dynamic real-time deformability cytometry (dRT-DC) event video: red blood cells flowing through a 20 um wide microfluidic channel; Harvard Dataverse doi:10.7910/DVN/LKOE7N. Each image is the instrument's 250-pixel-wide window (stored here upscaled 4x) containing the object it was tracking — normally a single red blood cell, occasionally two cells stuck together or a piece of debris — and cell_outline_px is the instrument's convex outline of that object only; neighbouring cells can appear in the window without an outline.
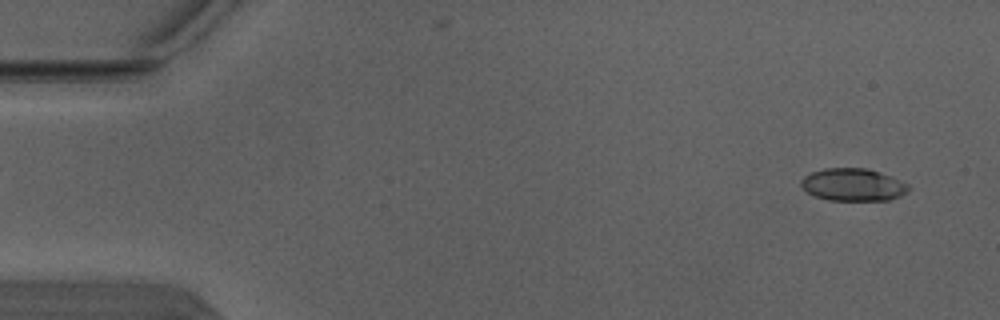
{"species": "Egyptian fruit bat (a non-hibernating species)", "species_latin": "Rousettus aegyptiacus", "temperature_condition": "warm", "stored_images_in_passage": 5, "segment_of_instrument_passage": [2, 2], "camera_frame_rate_fps": 3000, "um_per_image_px": 0.085, "animal": {"sex": "male"}, "frame": {"image": 1, "passage_image": 5, "time_ms": 1.333, "image_size_px": [1000, 320], "cell_outline_px": [[912, 188], [908, 192], [900, 196], [888, 200], [828, 200], [816, 196], [808, 192], [800, 184], [800, 180], [804, 176], [812, 172], [824, 168], [868, 168], [892, 176], [908, 184]], "centroid_in_image_um": [72.54, 15.69], "position_along_channel_um": 12.5, "area_um2": 20.46}}